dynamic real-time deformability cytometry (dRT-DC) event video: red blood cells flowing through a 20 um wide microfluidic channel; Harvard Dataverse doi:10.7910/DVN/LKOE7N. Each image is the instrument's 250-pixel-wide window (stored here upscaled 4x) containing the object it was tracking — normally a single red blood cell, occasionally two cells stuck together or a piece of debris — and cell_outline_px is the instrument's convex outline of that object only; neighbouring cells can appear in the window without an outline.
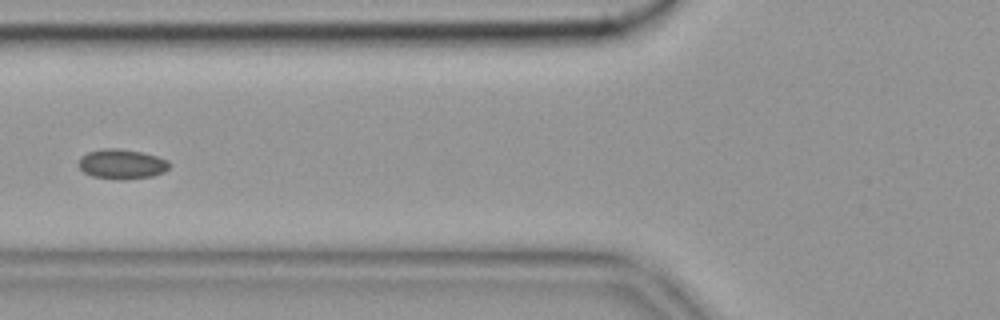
{"species": "common noctule bat (a hibernating species)", "species_latin": "Nyctalus noctula", "temperature_condition": "cold", "stored_images_in_passage": 37, "camera_frame_rate_fps": 3000, "um_per_image_px": 0.085, "animal": {"sex": "female", "body_mass_g": 19.9}, "frame": {"image": 1, "passage_image": 2, "time_ms": 0.333, "image_size_px": [1000, 320], "cell_outline_px": [[168, 168], [164, 172], [152, 176], [128, 180], [116, 180], [92, 176], [84, 172], [76, 164], [80, 156], [88, 152], [104, 148], [116, 148], [140, 152], [156, 156], [168, 160]], "centroid_in_image_um": [10.3, 13.96], "position_along_channel_um": 115.5, "area_um2": 15.9}}